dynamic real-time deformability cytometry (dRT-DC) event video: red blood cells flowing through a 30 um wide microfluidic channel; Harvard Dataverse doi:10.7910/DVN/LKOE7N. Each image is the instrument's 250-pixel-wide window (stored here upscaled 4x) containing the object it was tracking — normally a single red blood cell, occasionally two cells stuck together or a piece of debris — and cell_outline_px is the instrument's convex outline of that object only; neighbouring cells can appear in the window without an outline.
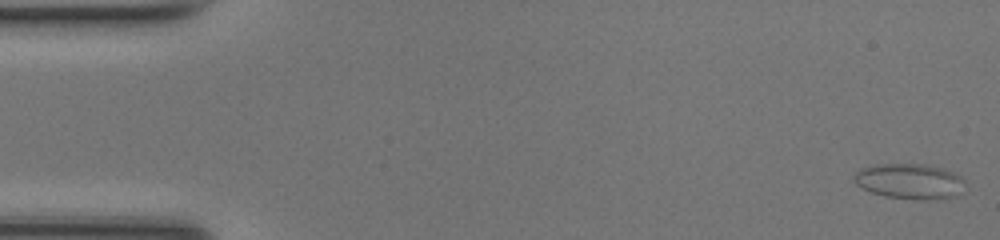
{"species": "common noctule bat (a hibernating species)", "species_latin": "Nyctalus noctula", "temperature_condition": "room temperature", "stored_images_in_passage": 49, "camera_frame_rate_fps": 3000, "um_per_image_px": 0.085, "animal": {"sex": "female", "body_mass_g": 17.0, "forearm_length_mm": 48.0}, "frame": {"image": 1, "passage_image": 1, "time_ms": 0.0, "image_size_px": [1000, 240], "cell_outline_px": [[964, 180], [960, 192], [952, 196], [928, 200], [920, 200], [884, 196], [872, 192], [856, 184], [852, 180], [852, 176], [860, 168], [876, 164], [928, 164], [944, 168], [960, 176]], "centroid_in_image_um": [77.27, 15.39], "position_along_channel_um": 7.7, "area_um2": 22.83}}
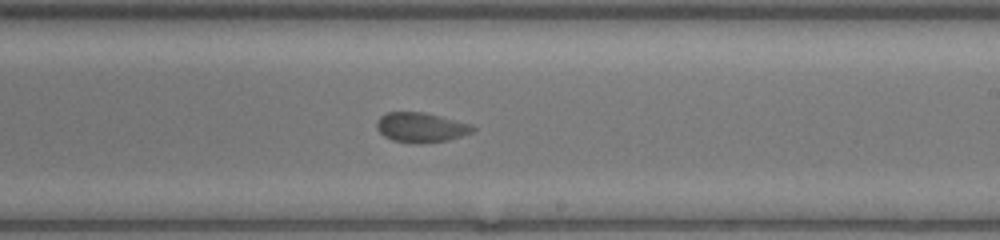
{"frame": {"image": 2, "passage_image": 29, "time_ms": 9.333, "image_size_px": [1000, 240], "cell_outline_px": [[476, 128], [472, 132], [448, 140], [416, 144], [412, 144], [392, 140], [384, 136], [376, 128], [376, 120], [380, 116], [388, 112], [424, 112], [472, 124]], "centroid_in_image_um": [35.76, 10.83], "position_along_channel_um": 253.2, "area_um2": 16.76}}
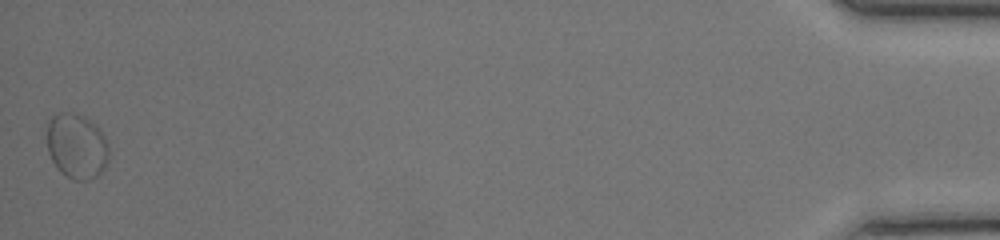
{"frame": {"image": 3, "passage_image": 49, "time_ms": 16.0, "image_size_px": [1000, 240], "cell_outline_px": [[108, 160], [104, 168], [96, 176], [88, 180], [72, 180], [60, 172], [56, 168], [48, 152], [48, 124], [52, 116], [56, 112], [68, 112], [84, 116], [96, 124], [100, 128], [104, 136], [108, 148]], "centroid_in_image_um": [6.52, 12.42], "position_along_channel_um": 428.7, "area_um2": 23.58}, "authors_computed_cell_mechanics": {"area_um2": 17.2244, "velocity_mm_per_s": 4.1868, "shape_relaxation_time_tau1_ms": 4.8585, "shape_relaxation_time_tau2_ms": 1.1336, "deformation_change_tau1": 0.0585, "deformation_change_tau2": 0.04}}